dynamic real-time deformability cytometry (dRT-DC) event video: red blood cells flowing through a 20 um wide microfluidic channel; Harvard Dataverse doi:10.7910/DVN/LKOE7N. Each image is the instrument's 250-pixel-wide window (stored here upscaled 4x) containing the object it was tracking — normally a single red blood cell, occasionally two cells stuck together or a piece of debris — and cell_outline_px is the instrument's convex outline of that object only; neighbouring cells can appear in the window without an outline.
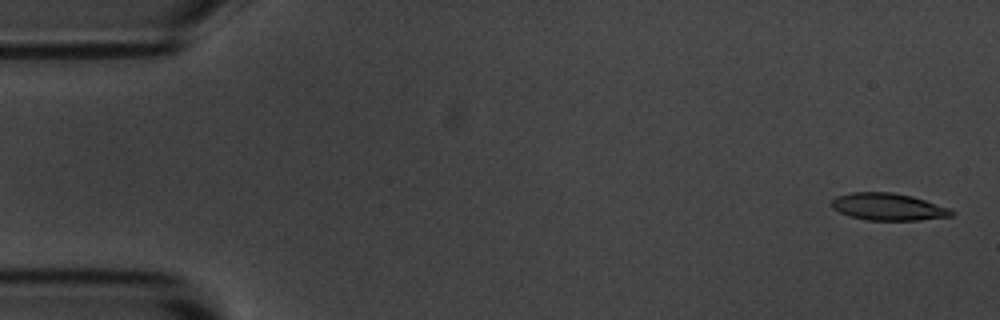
{"species": "common noctule bat (a hibernating species)", "species_latin": "Nyctalus noctula", "temperature_condition": "room temperature", "stored_images_in_passage": 6, "segment_of_instrument_passage": [2, 2], "camera_frame_rate_fps": 3000, "um_per_image_px": 0.085, "animal": {"sex": "male", "body_mass_g": 20.1, "forearm_length_mm": 53.5}, "frame": {"image": 1, "passage_image": 6, "time_ms": 6.0, "image_size_px": [1000, 320], "cell_outline_px": [[956, 212], [952, 216], [920, 220], [864, 220], [848, 216], [832, 208], [828, 204], [836, 196], [852, 192], [892, 192], [912, 196], [952, 208]], "centroid_in_image_um": [75.5, 17.58], "position_along_channel_um": 9.5, "area_um2": 19.31}}